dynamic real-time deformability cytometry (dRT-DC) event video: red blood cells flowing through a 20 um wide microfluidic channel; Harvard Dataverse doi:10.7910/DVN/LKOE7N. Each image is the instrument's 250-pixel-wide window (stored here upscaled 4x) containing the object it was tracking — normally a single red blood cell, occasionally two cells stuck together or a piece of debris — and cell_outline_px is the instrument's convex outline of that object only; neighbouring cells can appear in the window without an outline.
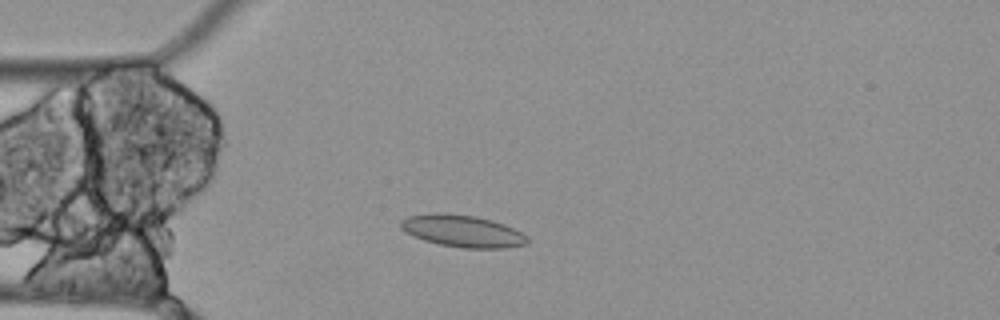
{"species": "Egyptian fruit bat (a non-hibernating species)", "species_latin": "Rousettus aegyptiacus", "temperature_condition": "cold", "stored_images_in_passage": 13, "segment_of_instrument_passage": [1, 2], "camera_frame_rate_fps": 3000, "um_per_image_px": 0.085, "animal": {"sex": "female"}, "frame": {"image": 1, "passage_image": 1, "time_ms": 0.0, "image_size_px": [1000, 320], "cell_outline_px": [[528, 244], [504, 248], [460, 248], [440, 244], [424, 240], [412, 236], [400, 228], [400, 220], [408, 216], [432, 212], [444, 212], [476, 216], [492, 220], [504, 224], [528, 236]], "centroid_in_image_um": [39.28, 19.63], "position_along_channel_um": 45.7, "area_um2": 23.87}}
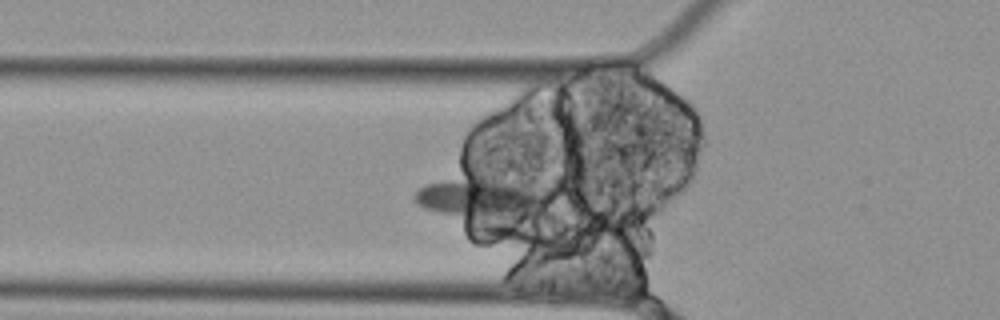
{"frame": {"image": 2, "passage_image": 5, "time_ms": 1.333, "image_size_px": [1000, 320], "cell_outline_px": [[540, 196], [536, 204], [528, 216], [520, 224], [496, 232], [492, 232], [424, 208], [416, 204], [412, 200], [412, 196], [424, 184], [480, 168], [540, 192]], "centroid_in_image_um": [40.72, 16.97], "position_along_channel_um": 85.1, "area_um2": 36.99}}